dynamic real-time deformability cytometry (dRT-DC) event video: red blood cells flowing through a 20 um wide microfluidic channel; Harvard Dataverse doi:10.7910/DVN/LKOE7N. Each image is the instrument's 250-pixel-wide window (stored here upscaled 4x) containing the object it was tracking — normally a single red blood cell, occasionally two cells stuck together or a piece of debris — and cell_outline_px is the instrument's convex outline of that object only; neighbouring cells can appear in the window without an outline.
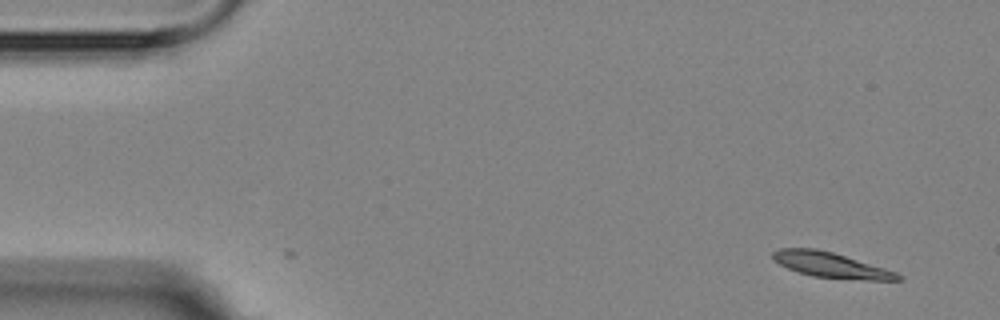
{"species": "Egyptian fruit bat (a non-hibernating species)", "species_latin": "Rousettus aegyptiacus", "temperature_condition": "room temperature", "stored_images_in_passage": 17, "camera_frame_rate_fps": 3000, "um_per_image_px": 0.085, "animal": {"sex": "female"}, "frame": {"image": 1, "passage_image": 1, "time_ms": 0.0, "image_size_px": [1000, 320], "cell_outline_px": [[904, 280], [868, 280], [812, 276], [788, 268], [772, 260], [772, 252], [780, 248], [816, 248], [832, 252], [884, 268], [896, 272], [904, 276]], "centroid_in_image_um": [70.63, 22.52], "position_along_channel_um": 14.4, "area_um2": 18.21}}
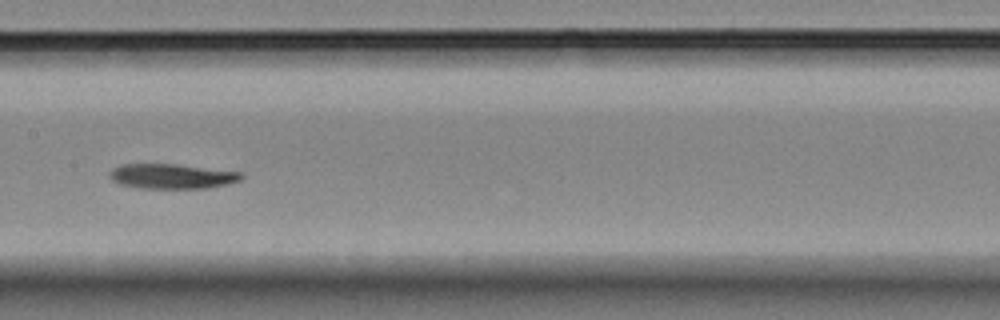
{"frame": {"image": 2, "passage_image": 8, "time_ms": 8.0, "image_size_px": [1000, 320], "cell_outline_px": [[244, 176], [240, 180], [228, 184], [204, 188], [140, 188], [120, 184], [112, 180], [108, 176], [112, 168], [124, 164], [176, 164], [240, 172]], "centroid_in_image_um": [14.59, 14.98], "position_along_channel_um": 192.8, "area_um2": 18.96}}
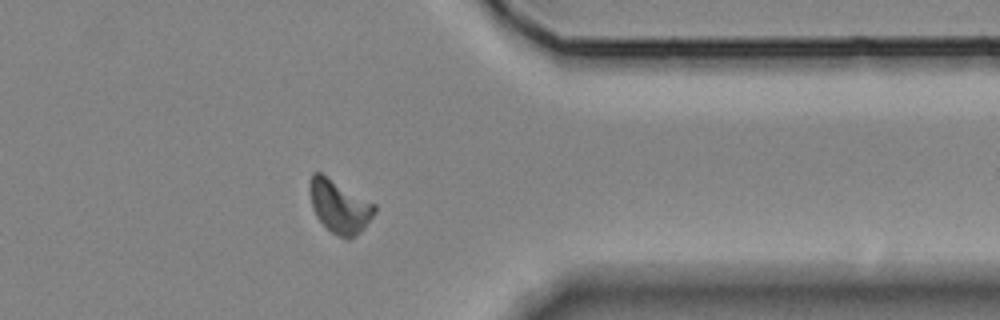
{"frame": {"image": 3, "passage_image": 13, "time_ms": 13.667, "image_size_px": [1000, 320], "cell_outline_px": [[376, 212], [364, 228], [356, 236], [348, 240], [332, 232], [316, 216], [312, 208], [308, 188], [308, 180], [312, 172], [320, 172], [376, 204]], "centroid_in_image_um": [28.84, 17.53], "position_along_channel_um": 382.6, "area_um2": 20.17}, "authors_computed_cell_mechanics": {"area_um2": 19.4208, "velocity_mm_per_s": 3.5465, "shape_relaxation_time_tau1_ms": 7.5173, "shape_relaxation_time_tau2_ms": null, "deformation_change_tau1": 0.1499, "deformation_change_tau2": null}}